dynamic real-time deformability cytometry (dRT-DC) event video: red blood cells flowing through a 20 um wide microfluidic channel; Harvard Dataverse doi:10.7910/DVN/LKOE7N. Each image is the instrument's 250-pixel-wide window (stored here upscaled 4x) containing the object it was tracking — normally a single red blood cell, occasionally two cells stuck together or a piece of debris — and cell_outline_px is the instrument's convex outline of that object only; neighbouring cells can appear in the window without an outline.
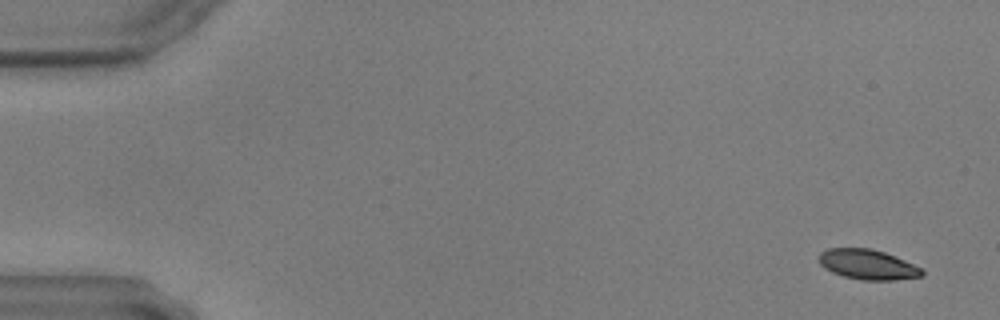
{"species": "common noctule bat (a hibernating species)", "species_latin": "Nyctalus noctula", "temperature_condition": "warm", "stored_images_in_passage": 14, "camera_frame_rate_fps": 3000, "um_per_image_px": 0.085, "animal": {"sex": "male", "body_mass_g": 17.9, "forearm_length_mm": 54.2}, "frame": {"image": 1, "passage_image": 3, "time_ms": 0.667, "image_size_px": [1000, 320], "cell_outline_px": [[924, 276], [892, 280], [860, 280], [844, 276], [832, 272], [824, 268], [820, 264], [816, 256], [820, 252], [828, 248], [872, 248], [884, 252], [904, 260], [920, 268], [924, 272]], "centroid_in_image_um": [73.7, 22.47], "position_along_channel_um": 11.3, "area_um2": 18.09}}